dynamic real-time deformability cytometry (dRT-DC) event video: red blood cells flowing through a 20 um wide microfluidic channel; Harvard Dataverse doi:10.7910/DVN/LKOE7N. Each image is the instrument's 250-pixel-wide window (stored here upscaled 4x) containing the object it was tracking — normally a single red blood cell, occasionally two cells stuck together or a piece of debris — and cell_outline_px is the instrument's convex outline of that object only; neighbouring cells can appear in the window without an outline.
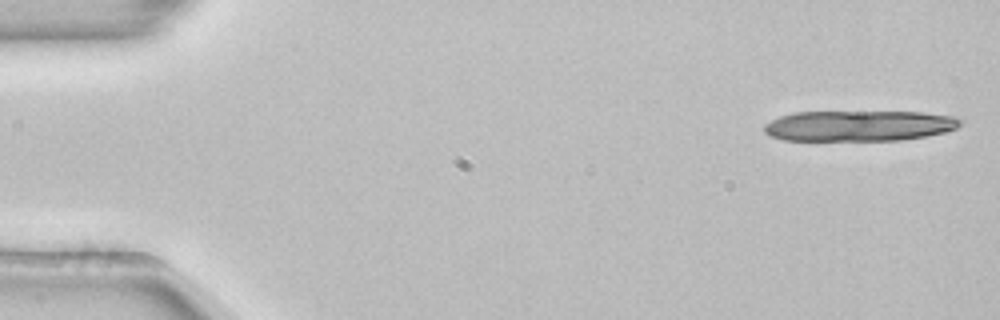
{"species": "common noctule bat (a hibernating species)", "species_latin": "Nyctalus noctula", "temperature_condition": "room temperature", "stored_images_in_passage": 15, "camera_frame_rate_fps": 3000, "um_per_image_px": 0.085, "animal": {"sex": "female", "body_mass_g": 22.7, "forearm_length_mm": 54.2}, "frame": {"image": 1, "passage_image": 1, "time_ms": 0.0, "image_size_px": [1000, 320], "cell_outline_px": [[964, 124], [956, 128], [944, 132], [924, 136], [900, 140], [784, 140], [772, 136], [764, 132], [764, 124], [780, 116], [796, 112], [924, 112], [952, 116], [964, 120]], "centroid_in_image_um": [73.05, 10.68], "position_along_channel_um": 11.9, "area_um2": 34.97}}